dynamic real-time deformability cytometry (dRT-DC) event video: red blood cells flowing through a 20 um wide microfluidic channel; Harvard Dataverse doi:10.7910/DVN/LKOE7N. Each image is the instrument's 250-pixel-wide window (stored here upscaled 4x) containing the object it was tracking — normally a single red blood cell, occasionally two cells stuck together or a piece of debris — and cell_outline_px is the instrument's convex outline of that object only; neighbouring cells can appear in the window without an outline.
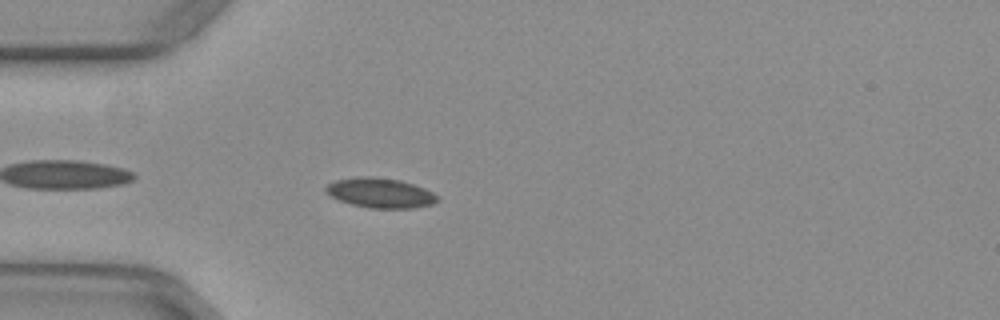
{"species": "common noctule bat (a hibernating species)", "species_latin": "Nyctalus noctula", "temperature_condition": "warm", "stored_images_in_passage": 40, "camera_frame_rate_fps": 3000, "um_per_image_px": 0.085, "animal": {"sex": "female", "body_mass_g": 29.2, "forearm_length_mm": 56.3}, "frame": {"image": 1, "passage_image": 3, "time_ms": 0.667, "image_size_px": [1000, 320], "cell_outline_px": [[440, 200], [432, 204], [412, 208], [372, 208], [352, 204], [340, 200], [324, 192], [324, 188], [328, 184], [336, 180], [356, 176], [376, 176], [400, 180], [424, 188], [440, 196]], "centroid_in_image_um": [32.33, 16.38], "position_along_channel_um": 52.7, "area_um2": 19.48}}
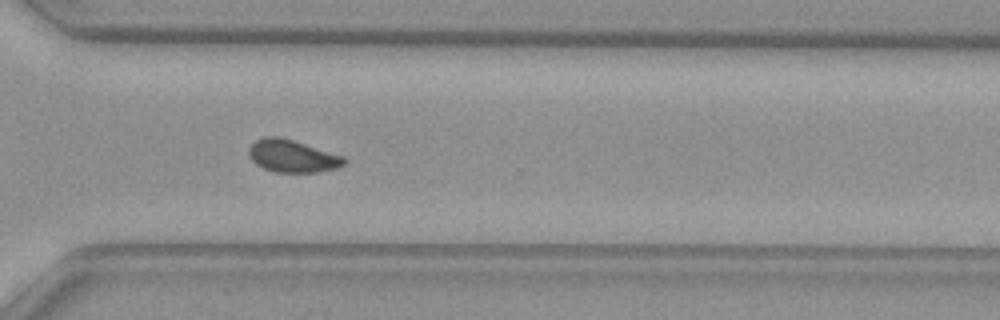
{"frame": {"image": 2, "passage_image": 26, "time_ms": 8.333, "image_size_px": [1000, 320], "cell_outline_px": [[348, 160], [344, 164], [336, 168], [316, 172], [276, 172], [264, 168], [256, 164], [252, 160], [248, 152], [248, 148], [256, 140], [264, 136], [280, 136], [344, 156]], "centroid_in_image_um": [24.84, 13.26], "position_along_channel_um": 345.8, "area_um2": 17.98}}
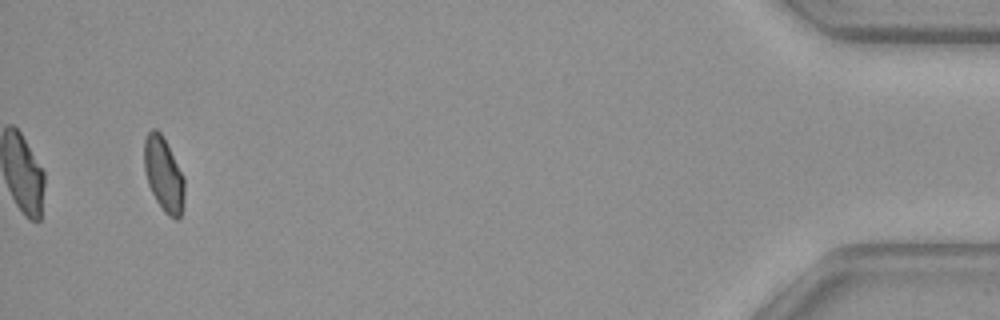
{"frame": {"image": 3, "passage_image": 38, "time_ms": 12.333, "image_size_px": [1000, 320], "cell_outline_px": [[184, 200], [180, 220], [176, 220], [168, 216], [164, 212], [156, 200], [148, 184], [144, 168], [144, 140], [148, 132], [152, 128], [156, 128], [160, 132], [184, 176]], "centroid_in_image_um": [13.91, 14.85], "position_along_channel_um": 421.3, "area_um2": 17.46}, "authors_computed_cell_mechanics": {"area_um2": 18.3515, "velocity_mm_per_s": 3.9486, "shape_relaxation_time_tau1_ms": 5.5884, "shape_relaxation_time_tau2_ms": 0.8858, "deformation_change_tau1": 0.0907, "deformation_change_tau2": 0.0374}}